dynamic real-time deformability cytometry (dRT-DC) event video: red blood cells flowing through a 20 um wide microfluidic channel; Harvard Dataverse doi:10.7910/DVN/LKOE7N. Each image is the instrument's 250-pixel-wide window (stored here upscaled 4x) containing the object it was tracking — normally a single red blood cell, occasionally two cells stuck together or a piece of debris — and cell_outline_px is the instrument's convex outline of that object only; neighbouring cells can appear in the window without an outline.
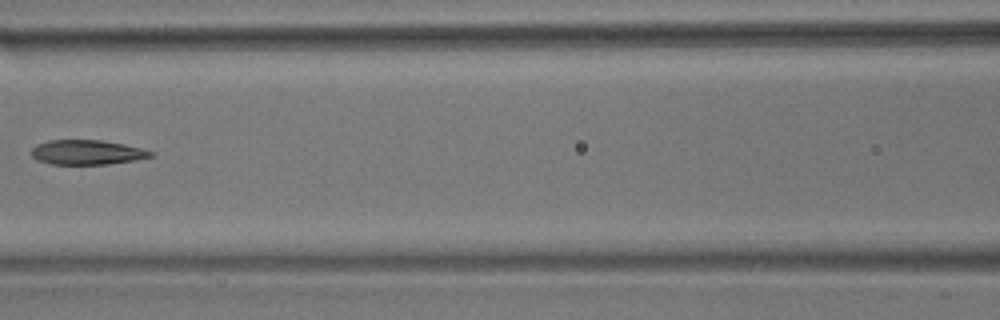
{"species": "common noctule bat (a hibernating species)", "species_latin": "Nyctalus noctula", "temperature_condition": "room temperature", "stored_images_in_passage": 8, "camera_frame_rate_fps": 3000, "um_per_image_px": 0.085, "animal": {"sex": "male", "body_mass_g": 17.9}, "frame": {"image": 1, "passage_image": 7, "time_ms": 2.0, "image_size_px": [1000, 320], "cell_outline_px": [[156, 156], [136, 160], [108, 164], [52, 164], [36, 160], [32, 156], [32, 148], [36, 144], [48, 140], [100, 140], [124, 144], [140, 148], [152, 152]], "centroid_in_image_um": [7.39, 12.95], "position_along_channel_um": 159.2, "area_um2": 17.17}}
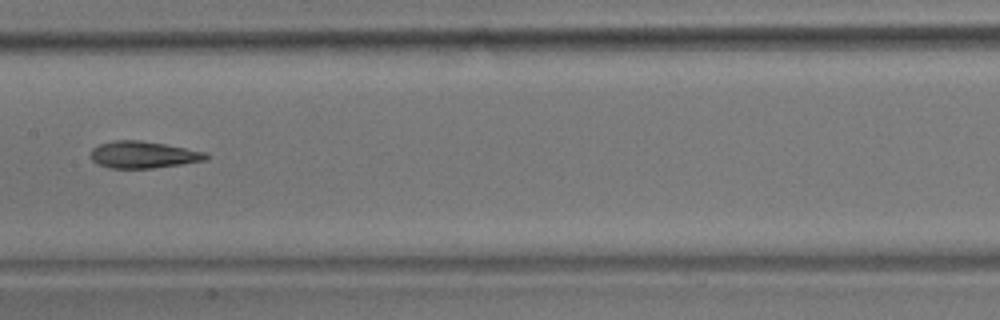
{"frame": {"image": 2, "passage_image": 8, "time_ms": 2.333, "image_size_px": [1000, 320], "cell_outline_px": [[208, 160], [152, 168], [108, 168], [96, 164], [88, 156], [92, 148], [100, 144], [112, 140], [140, 140], [164, 144], [204, 152], [208, 156]], "centroid_in_image_um": [12.09, 13.15], "position_along_channel_um": 195.3, "area_um2": 18.09}}